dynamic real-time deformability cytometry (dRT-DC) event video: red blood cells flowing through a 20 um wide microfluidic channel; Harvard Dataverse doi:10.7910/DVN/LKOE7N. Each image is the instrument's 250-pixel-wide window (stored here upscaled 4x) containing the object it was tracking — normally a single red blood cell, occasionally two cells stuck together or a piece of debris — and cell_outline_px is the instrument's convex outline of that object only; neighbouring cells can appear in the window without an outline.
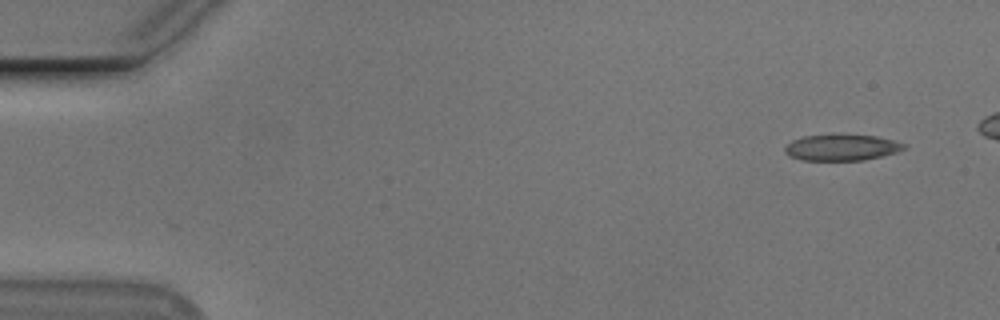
{"species": "Egyptian fruit bat (a non-hibernating species)", "species_latin": "Rousettus aegyptiacus", "temperature_condition": "cold", "stored_images_in_passage": 47, "camera_frame_rate_fps": 3000, "um_per_image_px": 0.085, "animal": {"sex": "male"}, "frame": {"image": 1, "passage_image": 1, "time_ms": 0.0, "image_size_px": [1000, 320], "cell_outline_px": [[904, 148], [896, 152], [884, 156], [864, 160], [804, 160], [788, 156], [784, 152], [784, 148], [792, 140], [804, 136], [876, 136], [892, 140], [904, 144]], "centroid_in_image_um": [71.51, 12.56], "position_along_channel_um": 13.5, "area_um2": 17.63}}
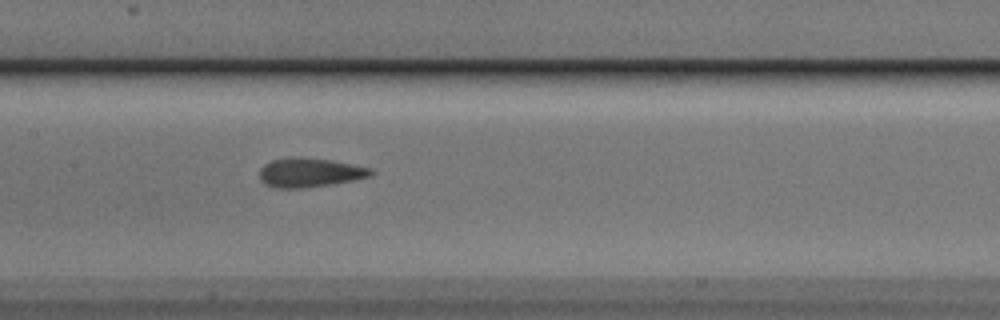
{"frame": {"image": 2, "passage_image": 24, "time_ms": 7.667, "image_size_px": [1000, 320], "cell_outline_px": [[376, 172], [372, 176], [352, 180], [328, 184], [300, 188], [280, 188], [268, 184], [260, 176], [260, 168], [264, 164], [272, 160], [332, 160], [372, 168]], "centroid_in_image_um": [26.43, 14.7], "position_along_channel_um": 181.0, "area_um2": 17.8}}
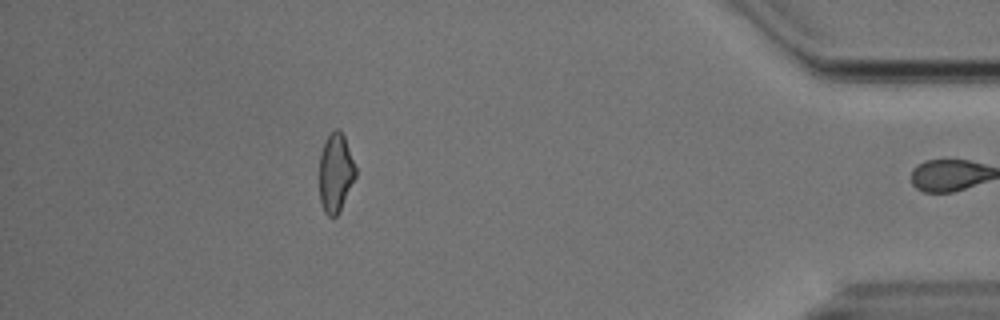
{"frame": {"image": 3, "passage_image": 46, "time_ms": 15.0, "image_size_px": [1000, 320], "cell_outline_px": [[356, 176], [336, 216], [328, 216], [324, 212], [320, 204], [320, 152], [328, 136], [336, 128], [344, 136], [356, 168]], "centroid_in_image_um": [28.51, 14.7], "position_along_channel_um": 406.7, "area_um2": 16.24}, "authors_computed_cell_mechanics": {"area_um2": 18.2648, "velocity_mm_per_s": 3.7554, "shape_relaxation_time_tau1_ms": null, "shape_relaxation_time_tau2_ms": 2.5561, "deformation_change_tau1": null, "deformation_change_tau2": 0.0848}}